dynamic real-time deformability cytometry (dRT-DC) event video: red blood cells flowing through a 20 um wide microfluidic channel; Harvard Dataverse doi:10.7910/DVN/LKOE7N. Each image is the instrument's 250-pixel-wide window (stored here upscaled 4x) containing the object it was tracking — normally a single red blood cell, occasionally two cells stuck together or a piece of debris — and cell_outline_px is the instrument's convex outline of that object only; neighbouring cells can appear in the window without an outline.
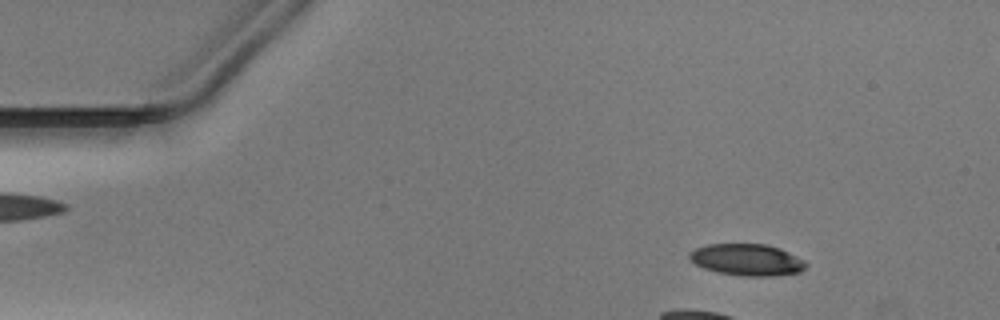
{"species": "Egyptian fruit bat (a non-hibernating species)", "species_latin": "Rousettus aegyptiacus", "temperature_condition": "warm", "stored_images_in_passage": 39, "camera_frame_rate_fps": 3000, "um_per_image_px": 0.085, "animal": {"sex": "male"}, "frame": {"image": 1, "passage_image": 6, "time_ms": 1.667, "image_size_px": [1000, 320], "cell_outline_px": [[808, 264], [800, 272], [772, 276], [744, 276], [716, 272], [704, 268], [696, 264], [688, 256], [688, 252], [696, 248], [708, 244], [764, 244], [780, 248], [804, 260]], "centroid_in_image_um": [63.49, 22.08], "position_along_channel_um": 21.5, "area_um2": 21.44}}